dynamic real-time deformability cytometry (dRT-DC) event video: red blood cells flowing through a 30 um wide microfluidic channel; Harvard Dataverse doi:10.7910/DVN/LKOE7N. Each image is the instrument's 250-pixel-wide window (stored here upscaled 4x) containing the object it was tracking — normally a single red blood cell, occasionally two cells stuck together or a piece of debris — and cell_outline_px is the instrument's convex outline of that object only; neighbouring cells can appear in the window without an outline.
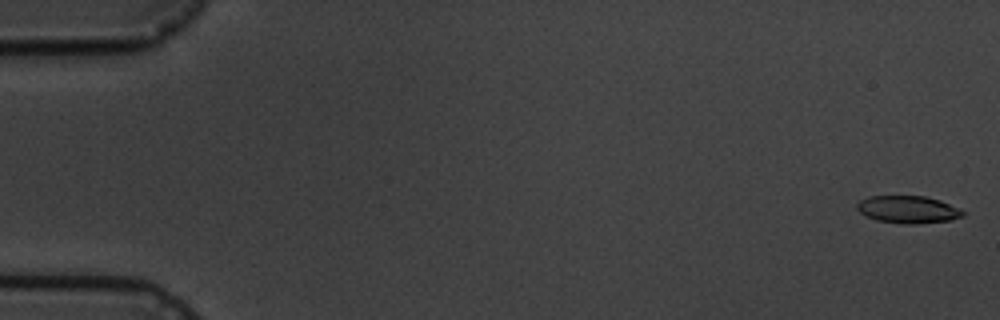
{"species": "common noctule bat (a hibernating species)", "species_latin": "Nyctalus noctula", "temperature_condition": "cold", "stored_images_in_passage": 5, "camera_frame_rate_fps": 3000, "um_per_image_px": 0.085, "animal": {"sex": "male", "body_mass_g": 19.5, "forearm_length_mm": 54.6}, "frame": {"image": 1, "passage_image": 1, "time_ms": 0.0, "image_size_px": [1000, 320], "cell_outline_px": [[964, 216], [952, 220], [916, 224], [900, 224], [876, 220], [864, 216], [856, 208], [856, 204], [860, 200], [868, 196], [924, 196], [940, 200], [960, 208], [964, 212]], "centroid_in_image_um": [77.17, 17.81], "position_along_channel_um": 7.8, "area_um2": 17.17}}
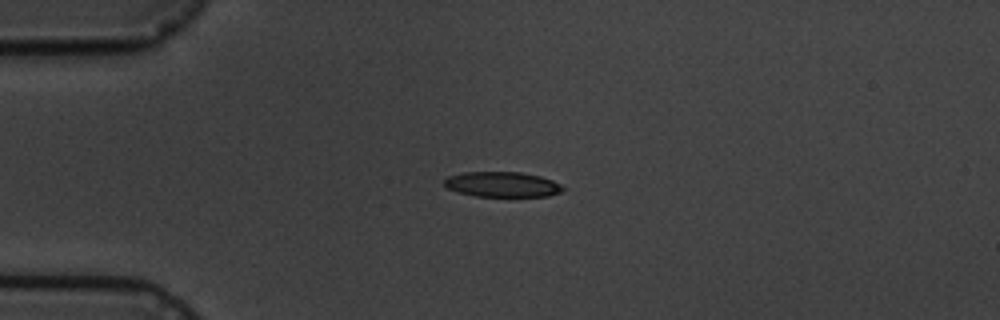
{"frame": {"image": 2, "passage_image": 4, "time_ms": 4.333, "image_size_px": [1000, 320], "cell_outline_px": [[564, 188], [560, 192], [548, 196], [476, 196], [460, 192], [448, 188], [444, 184], [444, 180], [448, 176], [464, 172], [520, 172], [540, 176], [552, 180], [560, 184]], "centroid_in_image_um": [42.69, 15.67], "position_along_channel_um": 42.3, "area_um2": 17.22}}